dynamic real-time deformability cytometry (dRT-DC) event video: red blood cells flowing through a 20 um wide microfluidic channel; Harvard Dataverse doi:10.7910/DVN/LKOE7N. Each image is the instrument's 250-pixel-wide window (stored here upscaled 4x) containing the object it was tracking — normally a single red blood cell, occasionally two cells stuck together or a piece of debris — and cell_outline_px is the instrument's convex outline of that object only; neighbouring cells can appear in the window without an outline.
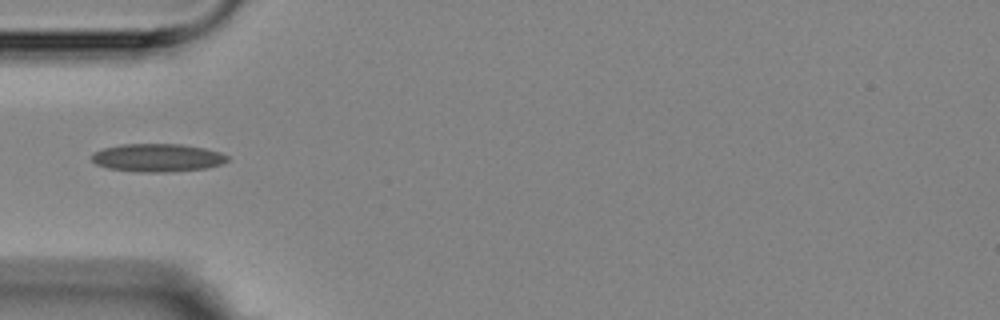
{"species": "Egyptian fruit bat (a non-hibernating species)", "species_latin": "Rousettus aegyptiacus", "temperature_condition": "room temperature", "stored_images_in_passage": 12, "camera_frame_rate_fps": 3000, "um_per_image_px": 0.085, "animal": {"sex": "female"}, "frame": {"image": 1, "passage_image": 1, "time_ms": 0.0, "image_size_px": [1000, 320], "cell_outline_px": [[228, 160], [220, 164], [204, 168], [168, 172], [144, 172], [108, 168], [96, 164], [92, 160], [92, 152], [104, 148], [120, 144], [180, 144], [204, 148], [220, 152], [228, 156]], "centroid_in_image_um": [13.36, 13.4], "position_along_channel_um": 71.6, "area_um2": 22.02}}
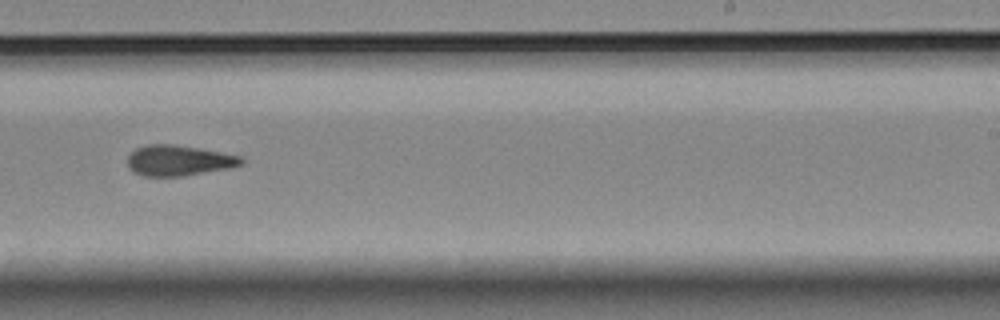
{"frame": {"image": 2, "passage_image": 6, "time_ms": 5.667, "image_size_px": [1000, 320], "cell_outline_px": [[244, 164], [232, 168], [184, 176], [144, 176], [132, 172], [128, 168], [128, 156], [136, 148], [144, 144], [172, 144], [200, 148], [240, 156], [244, 160]], "centroid_in_image_um": [15.19, 13.65], "position_along_channel_um": 273.8, "area_um2": 20.52}}
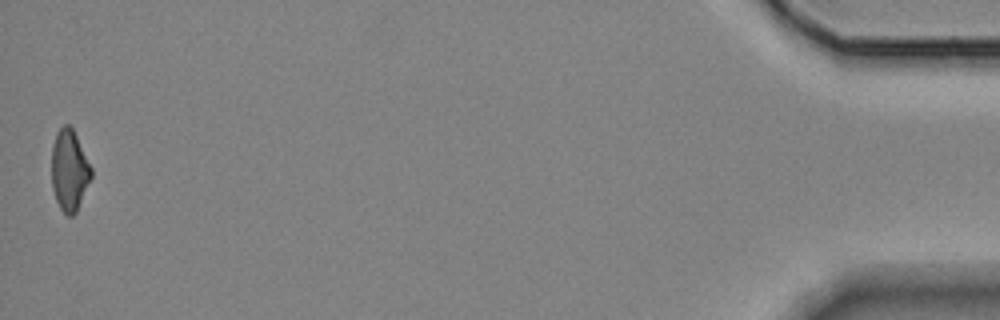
{"frame": {"image": 3, "passage_image": 12, "time_ms": 12.667, "image_size_px": [1000, 320], "cell_outline_px": [[92, 176], [76, 212], [72, 216], [68, 216], [60, 208], [56, 200], [52, 188], [52, 144], [56, 132], [64, 124], [68, 124], [72, 128], [92, 168]], "centroid_in_image_um": [5.89, 14.47], "position_along_channel_um": 429.3, "area_um2": 18.61}}